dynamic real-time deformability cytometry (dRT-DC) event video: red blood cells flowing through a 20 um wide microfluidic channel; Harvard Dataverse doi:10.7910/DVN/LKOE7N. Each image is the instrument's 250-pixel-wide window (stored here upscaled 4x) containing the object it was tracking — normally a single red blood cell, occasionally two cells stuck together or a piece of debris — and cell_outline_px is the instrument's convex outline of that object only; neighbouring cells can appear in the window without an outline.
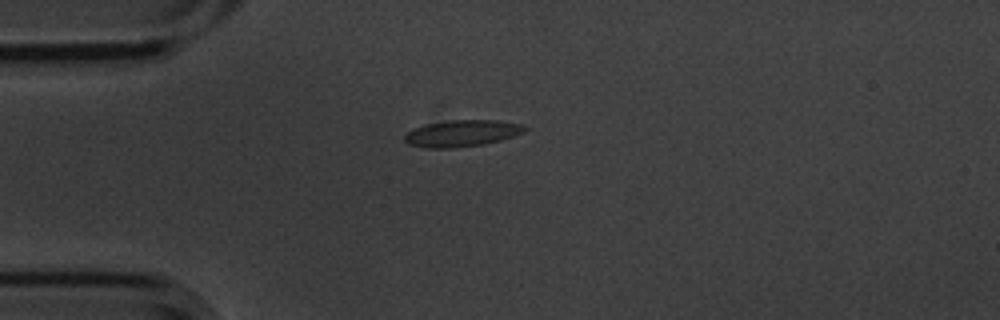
{"species": "common noctule bat (a hibernating species)", "species_latin": "Nyctalus noctula", "temperature_condition": "cold", "stored_images_in_passage": 2, "camera_frame_rate_fps": 3000, "um_per_image_px": 0.085, "animal": {"sex": "male", "body_mass_g": 20.1, "forearm_length_mm": 53.5}, "frame": {"image": 1, "passage_image": 2, "time_ms": 0.333, "image_size_px": [1000, 320], "cell_outline_px": [[528, 128], [524, 132], [500, 140], [484, 144], [452, 148], [424, 148], [408, 144], [404, 140], [404, 136], [408, 132], [416, 128], [428, 124], [448, 120], [496, 120], [520, 124]], "centroid_in_image_um": [39.25, 11.34], "position_along_channel_um": 45.7, "area_um2": 18.44}}